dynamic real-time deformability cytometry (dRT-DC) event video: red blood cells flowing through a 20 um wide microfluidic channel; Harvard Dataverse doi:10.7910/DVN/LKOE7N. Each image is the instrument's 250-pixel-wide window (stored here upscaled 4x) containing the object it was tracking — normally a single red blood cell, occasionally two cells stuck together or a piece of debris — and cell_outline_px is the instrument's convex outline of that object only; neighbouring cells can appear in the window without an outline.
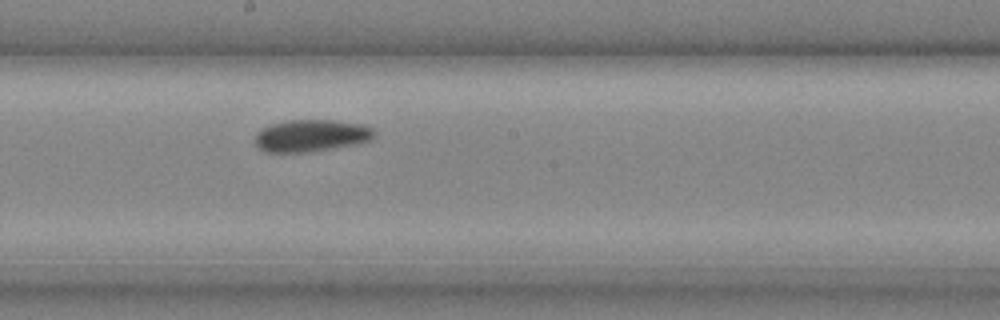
{"species": "common noctule bat (a hibernating species)", "species_latin": "Nyctalus noctula", "temperature_condition": "cold", "stored_images_in_passage": 9, "camera_frame_rate_fps": 3000, "um_per_image_px": 0.085, "animal": {"sex": "male", "body_mass_g": 20.4}, "frame": {"image": 1, "passage_image": 9, "time_ms": 2.667, "image_size_px": [1000, 320], "cell_outline_px": [[376, 136], [372, 140], [356, 144], [312, 152], [264, 152], [256, 148], [256, 132], [272, 124], [288, 120], [336, 120], [364, 124], [372, 128], [376, 132]], "centroid_in_image_um": [26.49, 11.53], "position_along_channel_um": 221.7, "area_um2": 22.6}}